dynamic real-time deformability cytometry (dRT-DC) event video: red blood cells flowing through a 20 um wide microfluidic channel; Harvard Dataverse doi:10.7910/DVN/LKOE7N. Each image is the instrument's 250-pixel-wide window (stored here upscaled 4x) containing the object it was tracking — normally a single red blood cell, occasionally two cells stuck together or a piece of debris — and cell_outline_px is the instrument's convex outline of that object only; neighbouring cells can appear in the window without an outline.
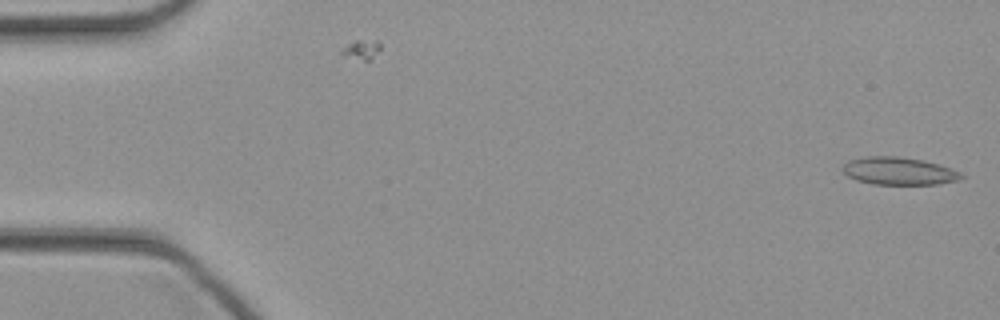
{"species": "common noctule bat (a hibernating species)", "species_latin": "Nyctalus noctula", "temperature_condition": "cold", "stored_images_in_passage": 2, "camera_frame_rate_fps": 3000, "um_per_image_px": 0.085, "animal": {"sex": "female", "body_mass_g": 21.9}, "frame": {"image": 1, "passage_image": 2, "time_ms": 0.333, "image_size_px": [1000, 320], "cell_outline_px": [[964, 176], [956, 180], [936, 184], [872, 184], [856, 180], [848, 176], [844, 172], [844, 164], [848, 160], [864, 156], [896, 156], [924, 160], [960, 172]], "centroid_in_image_um": [76.35, 14.53], "position_along_channel_um": 8.7, "area_um2": 18.84}}